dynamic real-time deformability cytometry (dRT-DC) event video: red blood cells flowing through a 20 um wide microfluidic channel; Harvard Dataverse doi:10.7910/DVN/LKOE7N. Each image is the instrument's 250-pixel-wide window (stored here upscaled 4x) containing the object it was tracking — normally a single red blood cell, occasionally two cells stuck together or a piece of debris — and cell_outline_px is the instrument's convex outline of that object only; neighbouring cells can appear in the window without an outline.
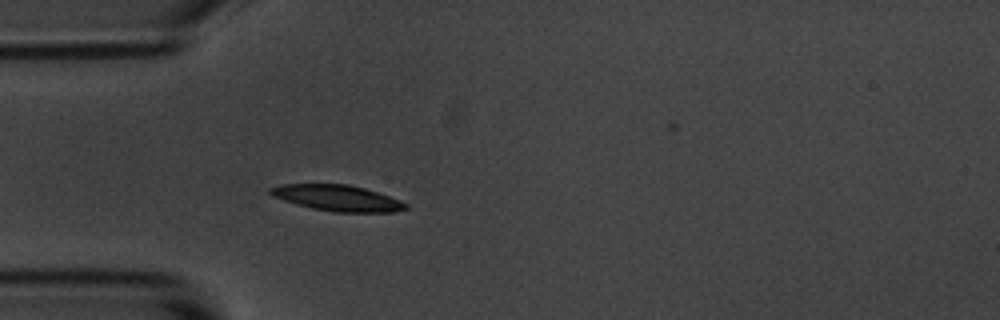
{"species": "common noctule bat (a hibernating species)", "species_latin": "Nyctalus noctula", "temperature_condition": "room temperature", "stored_images_in_passage": 5, "camera_frame_rate_fps": 3000, "um_per_image_px": 0.085, "animal": {"sex": "male", "body_mass_g": 20.1, "forearm_length_mm": 53.5}, "frame": {"image": 1, "passage_image": 4, "time_ms": 4.333, "image_size_px": [1000, 320], "cell_outline_px": [[408, 208], [392, 212], [332, 212], [312, 208], [296, 204], [272, 196], [268, 192], [268, 188], [280, 184], [348, 184], [364, 188], [400, 200], [408, 204]], "centroid_in_image_um": [28.64, 16.83], "position_along_channel_um": 56.4, "area_um2": 20.46}}